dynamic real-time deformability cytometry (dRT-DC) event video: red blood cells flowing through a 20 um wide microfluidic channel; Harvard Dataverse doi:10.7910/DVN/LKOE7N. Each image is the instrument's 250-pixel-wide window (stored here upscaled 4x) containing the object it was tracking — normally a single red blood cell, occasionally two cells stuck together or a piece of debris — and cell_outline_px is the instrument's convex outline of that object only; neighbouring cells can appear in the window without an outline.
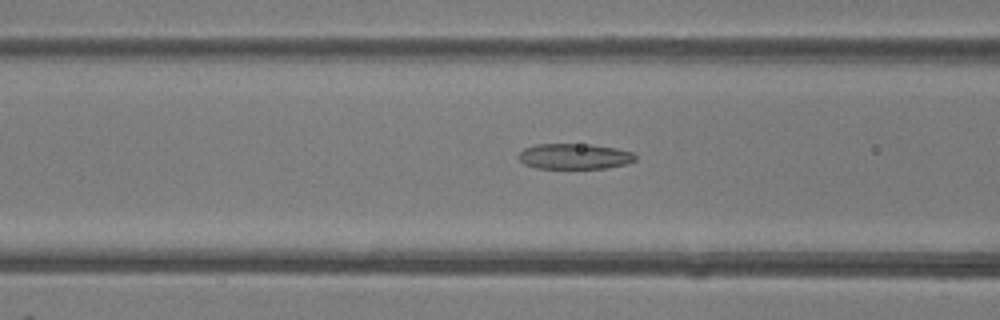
{"species": "common noctule bat (a hibernating species)", "species_latin": "Nyctalus noctula", "temperature_condition": "room temperature", "stored_images_in_passage": 49, "camera_frame_rate_fps": 3000, "um_per_image_px": 0.085, "animal": {"sex": "female"}, "frame": {"image": 1, "passage_image": 20, "time_ms": 6.333, "image_size_px": [1000, 320], "cell_outline_px": [[636, 160], [628, 164], [604, 168], [536, 168], [524, 164], [520, 160], [520, 152], [524, 148], [536, 144], [592, 144], [616, 148], [632, 152], [636, 156]], "centroid_in_image_um": [48.86, 13.28], "position_along_channel_um": 117.7, "area_um2": 17.4}}
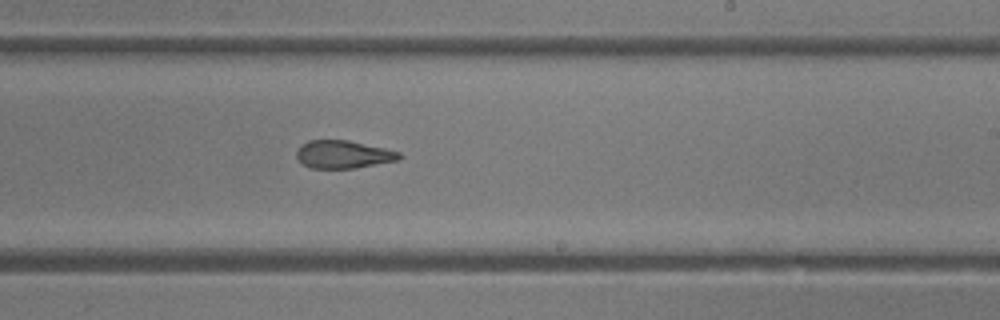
{"frame": {"image": 2, "passage_image": 30, "time_ms": 9.667, "image_size_px": [1000, 320], "cell_outline_px": [[400, 160], [356, 168], [308, 168], [296, 156], [296, 152], [300, 144], [308, 140], [348, 140], [384, 148], [400, 152]], "centroid_in_image_um": [29.16, 13.12], "position_along_channel_um": 259.8, "area_um2": 16.7}}
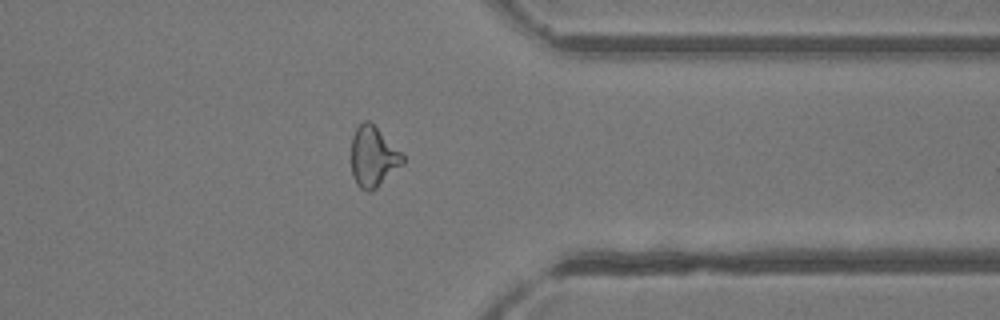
{"frame": {"image": 3, "passage_image": 39, "time_ms": 12.667, "image_size_px": [1000, 320], "cell_outline_px": [[404, 164], [372, 192], [368, 192], [360, 188], [356, 184], [352, 176], [352, 136], [356, 128], [364, 120], [368, 120], [404, 156]], "centroid_in_image_um": [31.71, 13.37], "position_along_channel_um": 379.7, "area_um2": 17.92}, "authors_computed_cell_mechanics": {"area_um2": 18.9584, "velocity_mm_per_s": 4.2618, "shape_relaxation_time_tau1_ms": null, "shape_relaxation_time_tau2_ms": 2.5322, "deformation_change_tau1": null, "deformation_change_tau2": 0.1201}}